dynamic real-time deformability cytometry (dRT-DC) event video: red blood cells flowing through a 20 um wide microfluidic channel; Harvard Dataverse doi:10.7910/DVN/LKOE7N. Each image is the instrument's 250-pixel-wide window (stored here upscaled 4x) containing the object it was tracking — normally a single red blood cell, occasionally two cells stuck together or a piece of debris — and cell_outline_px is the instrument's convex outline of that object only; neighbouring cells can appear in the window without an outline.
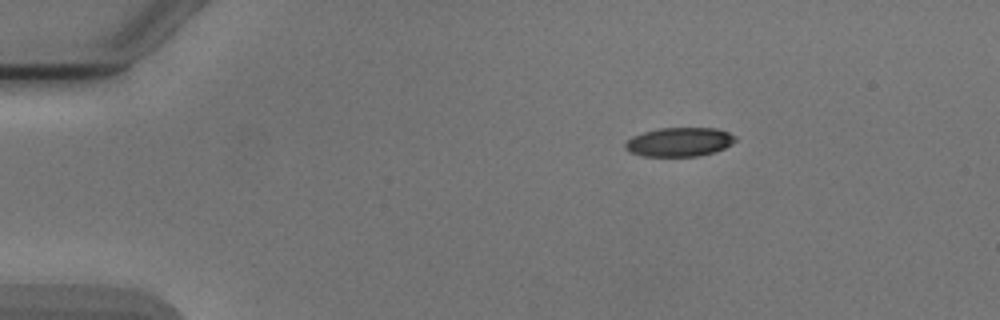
{"species": "Egyptian fruit bat (a non-hibernating species)", "species_latin": "Rousettus aegyptiacus", "temperature_condition": "cold", "stored_images_in_passage": 4, "camera_frame_rate_fps": 3000, "um_per_image_px": 0.085, "animal": {"sex": "male"}, "frame": {"image": 1, "passage_image": 1, "time_ms": 0.0, "image_size_px": [1000, 320], "cell_outline_px": [[736, 140], [732, 144], [724, 148], [712, 152], [696, 156], [644, 156], [628, 152], [624, 148], [624, 144], [632, 136], [644, 132], [660, 128], [716, 128], [728, 132], [736, 136]], "centroid_in_image_um": [57.73, 12.06], "position_along_channel_um": 27.3, "area_um2": 18.55}}